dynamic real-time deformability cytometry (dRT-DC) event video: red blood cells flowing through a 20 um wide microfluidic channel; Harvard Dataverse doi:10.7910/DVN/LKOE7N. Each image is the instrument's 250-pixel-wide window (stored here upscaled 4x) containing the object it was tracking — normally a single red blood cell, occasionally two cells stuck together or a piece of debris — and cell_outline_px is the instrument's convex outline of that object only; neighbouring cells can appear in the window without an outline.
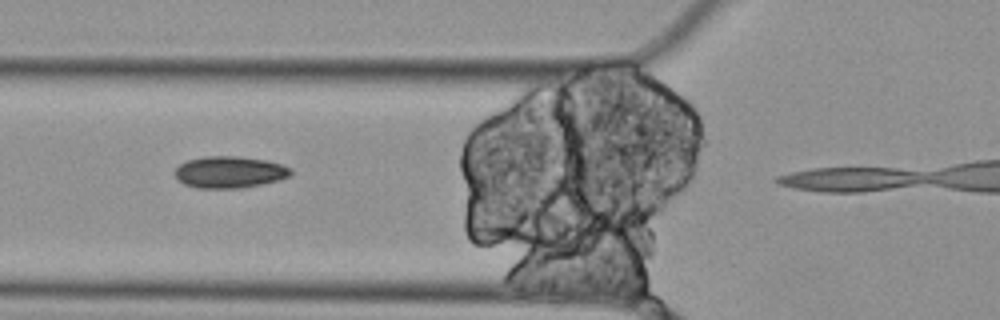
{"species": "Egyptian fruit bat (a non-hibernating species)", "species_latin": "Rousettus aegyptiacus", "temperature_condition": "cold", "stored_images_in_passage": 4, "camera_frame_rate_fps": 3000, "um_per_image_px": 0.085, "animal": {"sex": "female"}, "frame": {"image": 1, "passage_image": 3, "time_ms": 0.667, "image_size_px": [1000, 320], "cell_outline_px": [[292, 172], [288, 176], [280, 180], [240, 188], [196, 188], [184, 184], [172, 172], [180, 164], [188, 160], [204, 156], [236, 156], [268, 160], [292, 168]], "centroid_in_image_um": [19.5, 14.62], "position_along_channel_um": 106.3, "area_um2": 21.44}}